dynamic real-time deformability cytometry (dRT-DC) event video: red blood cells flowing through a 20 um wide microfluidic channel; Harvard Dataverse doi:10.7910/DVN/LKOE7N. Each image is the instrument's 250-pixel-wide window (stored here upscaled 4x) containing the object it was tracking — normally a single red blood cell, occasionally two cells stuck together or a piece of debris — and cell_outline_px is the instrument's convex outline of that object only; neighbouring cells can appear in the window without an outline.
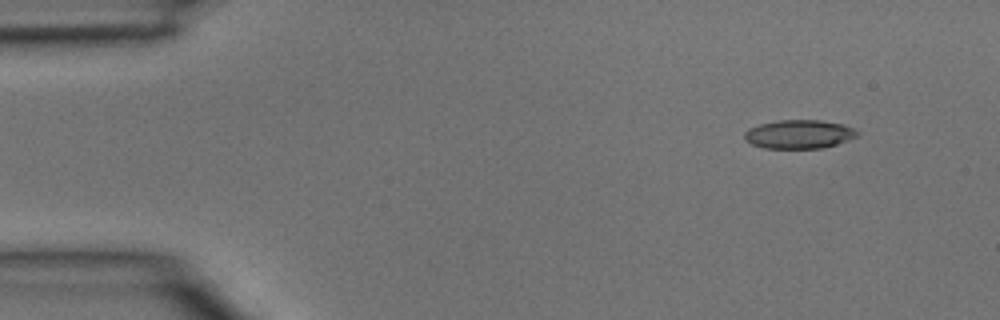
{"species": "common noctule bat (a hibernating species)", "species_latin": "Nyctalus noctula", "temperature_condition": "room temperature", "stored_images_in_passage": 3, "camera_frame_rate_fps": 3000, "um_per_image_px": 0.085, "animal": {"sex": "male", "body_mass_g": 15.6}, "frame": {"image": 1, "passage_image": 3, "time_ms": 0.667, "image_size_px": [1000, 320], "cell_outline_px": [[860, 136], [836, 144], [820, 148], [764, 148], [752, 144], [744, 140], [744, 132], [748, 128], [760, 124], [776, 120], [820, 120], [844, 124], [860, 132]], "centroid_in_image_um": [67.92, 11.4], "position_along_channel_um": 17.1, "area_um2": 19.02}}